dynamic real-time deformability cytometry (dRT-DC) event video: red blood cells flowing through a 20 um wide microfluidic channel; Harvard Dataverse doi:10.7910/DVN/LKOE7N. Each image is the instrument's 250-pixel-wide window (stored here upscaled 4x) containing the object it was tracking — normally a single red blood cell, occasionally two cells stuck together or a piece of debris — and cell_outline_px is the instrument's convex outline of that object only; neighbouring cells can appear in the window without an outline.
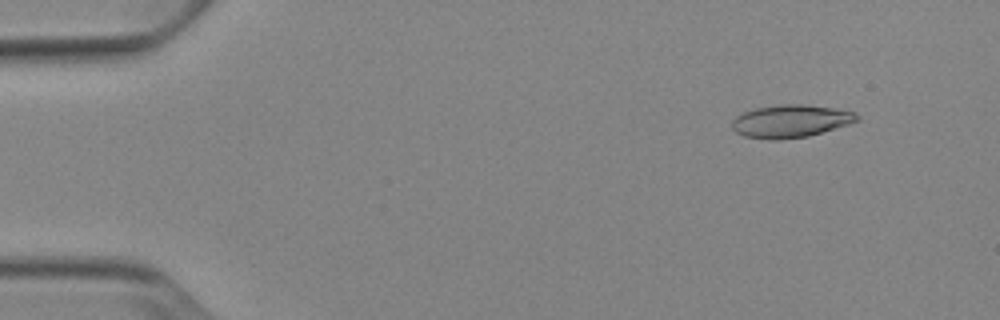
{"species": "Egyptian fruit bat (a non-hibernating species)", "species_latin": "Rousettus aegyptiacus", "temperature_condition": "cold", "stored_images_in_passage": 52, "camera_frame_rate_fps": 3000, "um_per_image_px": 0.085, "animal": {"sex": "female"}, "frame": {"image": 1, "passage_image": 5, "time_ms": 1.333, "image_size_px": [1000, 320], "cell_outline_px": [[860, 120], [848, 124], [808, 136], [776, 140], [772, 140], [744, 136], [736, 132], [732, 128], [732, 120], [736, 116], [744, 112], [756, 108], [780, 104], [804, 104], [832, 108], [856, 112], [860, 116]], "centroid_in_image_um": [67.2, 10.29], "position_along_channel_um": 17.8, "area_um2": 23.76}}
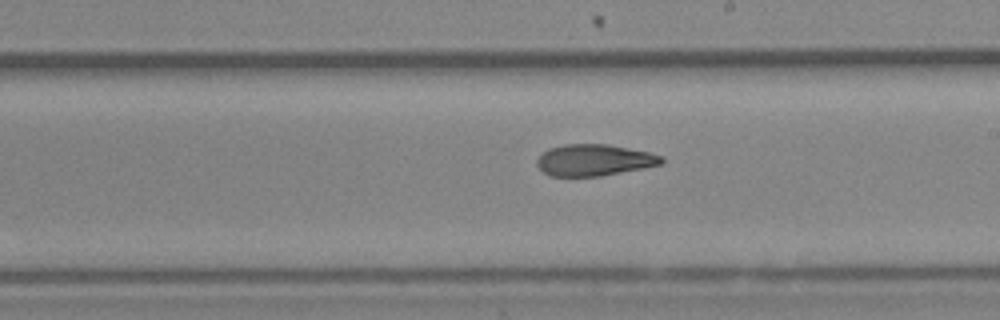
{"frame": {"image": 2, "passage_image": 30, "time_ms": 9.667, "image_size_px": [1000, 320], "cell_outline_px": [[664, 164], [644, 168], [600, 176], [552, 176], [544, 172], [536, 164], [536, 160], [548, 148], [564, 144], [608, 144], [648, 152], [664, 156]], "centroid_in_image_um": [50.53, 13.6], "position_along_channel_um": 238.5, "area_um2": 22.89}}
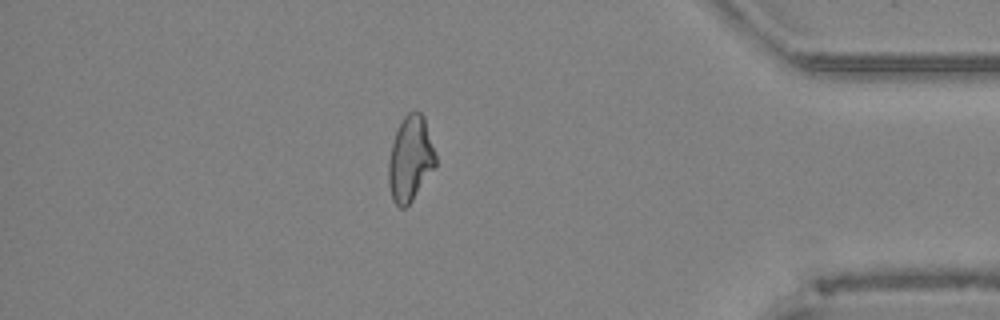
{"frame": {"image": 3, "passage_image": 45, "time_ms": 14.667, "image_size_px": [1000, 320], "cell_outline_px": [[436, 168], [412, 200], [404, 208], [400, 208], [392, 200], [388, 184], [388, 160], [392, 144], [396, 132], [404, 116], [408, 112], [416, 108], [424, 116], [436, 156]], "centroid_in_image_um": [34.88, 13.5], "position_along_channel_um": 400.3, "area_um2": 23.58}, "authors_computed_cell_mechanics": {"area_um2": 23.5824, "velocity_mm_per_s": 3.9052, "shape_relaxation_time_tau1_ms": 8.9871, "shape_relaxation_time_tau2_ms": 4.7249, "deformation_change_tau1": 0.2032, "deformation_change_tau2": 0.1327}}